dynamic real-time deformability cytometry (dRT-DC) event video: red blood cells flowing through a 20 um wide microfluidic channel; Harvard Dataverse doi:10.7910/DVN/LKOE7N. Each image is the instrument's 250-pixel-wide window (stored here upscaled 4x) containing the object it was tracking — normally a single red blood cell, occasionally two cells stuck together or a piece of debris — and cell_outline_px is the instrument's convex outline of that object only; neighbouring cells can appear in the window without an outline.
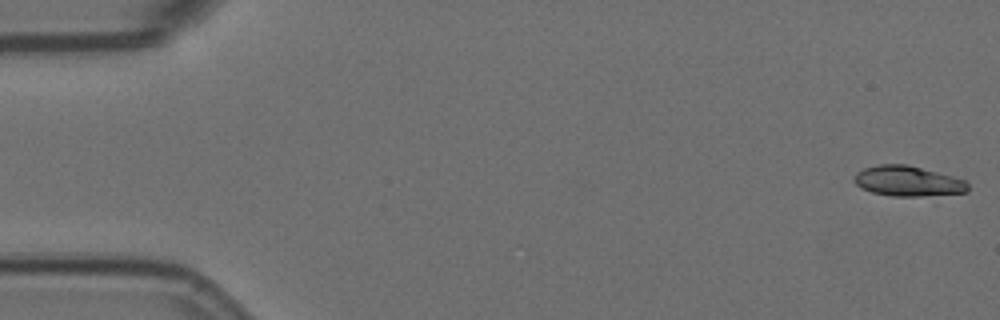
{"species": "Egyptian fruit bat (a non-hibernating species)", "species_latin": "Rousettus aegyptiacus", "temperature_condition": "room temperature", "stored_images_in_passage": 4, "camera_frame_rate_fps": 3000, "um_per_image_px": 0.085, "animal": {"sex": "female"}, "frame": {"image": 1, "passage_image": 1, "time_ms": 0.0, "image_size_px": [1000, 320], "cell_outline_px": [[968, 192], [920, 196], [892, 196], [872, 192], [860, 188], [852, 180], [856, 172], [864, 168], [880, 164], [908, 164], [952, 176], [964, 180], [968, 184]], "centroid_in_image_um": [77.13, 15.39], "position_along_channel_um": 7.9, "area_um2": 20.06}}
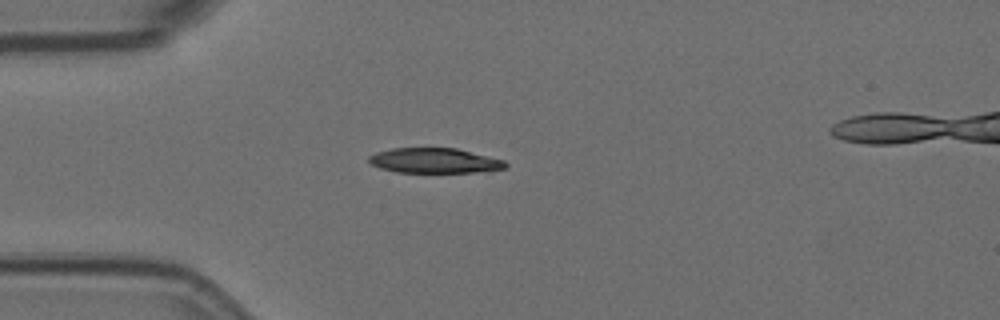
{"frame": {"image": 2, "passage_image": 4, "time_ms": 1.0, "image_size_px": [1000, 320], "cell_outline_px": [[508, 164], [504, 168], [488, 172], [396, 172], [380, 168], [372, 164], [368, 160], [368, 156], [376, 152], [392, 148], [456, 148], [504, 160]], "centroid_in_image_um": [36.94, 13.65], "position_along_channel_um": 48.1, "area_um2": 19.94}}